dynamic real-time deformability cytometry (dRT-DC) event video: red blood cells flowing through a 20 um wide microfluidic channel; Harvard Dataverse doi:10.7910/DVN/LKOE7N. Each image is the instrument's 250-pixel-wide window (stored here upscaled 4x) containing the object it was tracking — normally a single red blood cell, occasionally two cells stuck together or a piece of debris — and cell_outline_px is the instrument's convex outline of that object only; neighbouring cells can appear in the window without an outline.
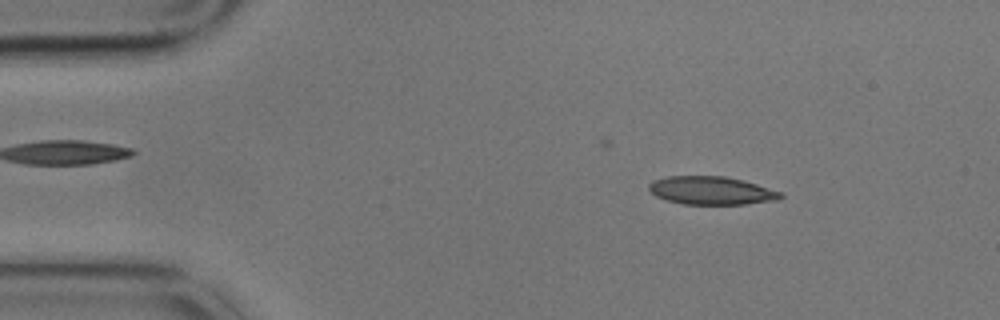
{"species": "common noctule bat (a hibernating species)", "species_latin": "Nyctalus noctula", "temperature_condition": "cold", "stored_images_in_passage": 6, "camera_frame_rate_fps": 3000, "um_per_image_px": 0.085, "animal": {"sex": "male", "body_mass_g": 17.9}, "frame": {"image": 1, "passage_image": 3, "time_ms": 0.667, "image_size_px": [1000, 320], "cell_outline_px": [[784, 196], [776, 200], [744, 204], [684, 204], [668, 200], [656, 196], [648, 188], [648, 184], [652, 180], [668, 176], [724, 176], [756, 184], [784, 192]], "centroid_in_image_um": [60.47, 16.19], "position_along_channel_um": 24.5, "area_um2": 21.5}}
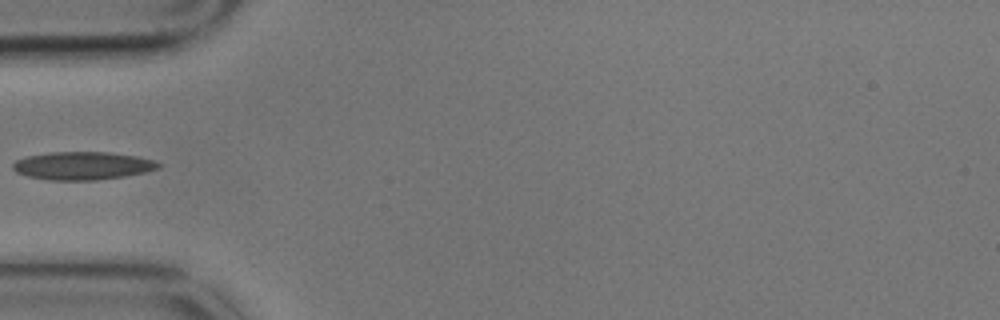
{"frame": {"image": 2, "passage_image": 6, "time_ms": 1.667, "image_size_px": [1000, 320], "cell_outline_px": [[160, 168], [144, 172], [124, 176], [96, 180], [48, 180], [28, 176], [16, 172], [12, 168], [12, 164], [16, 160], [28, 156], [52, 152], [108, 152], [136, 156], [152, 160], [160, 164]], "centroid_in_image_um": [6.99, 14.09], "position_along_channel_um": 78.0, "area_um2": 23.58}}